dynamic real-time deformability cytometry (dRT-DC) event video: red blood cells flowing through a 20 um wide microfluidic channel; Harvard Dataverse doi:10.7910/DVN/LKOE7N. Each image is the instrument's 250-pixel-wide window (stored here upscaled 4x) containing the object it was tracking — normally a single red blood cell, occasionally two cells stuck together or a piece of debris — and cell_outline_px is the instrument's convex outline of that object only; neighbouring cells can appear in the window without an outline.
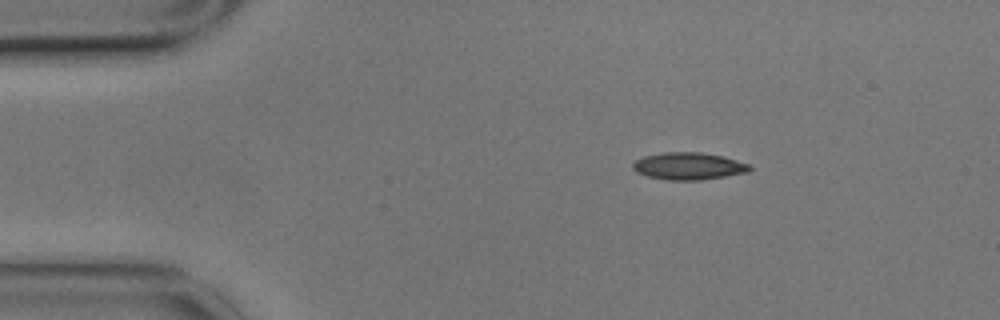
{"species": "common noctule bat (a hibernating species)", "species_latin": "Nyctalus noctula", "temperature_condition": "cold", "stored_images_in_passage": 2, "camera_frame_rate_fps": 3000, "um_per_image_px": 0.085, "animal": {"sex": "male", "body_mass_g": 17.9}, "frame": {"image": 1, "passage_image": 1, "time_ms": 0.0, "image_size_px": [1000, 320], "cell_outline_px": [[752, 168], [748, 172], [700, 180], [664, 180], [648, 176], [636, 172], [632, 168], [632, 164], [636, 160], [644, 156], [664, 152], [700, 152], [720, 156], [736, 160], [748, 164]], "centroid_in_image_um": [58.49, 14.12], "position_along_channel_um": 26.5, "area_um2": 18.38}}